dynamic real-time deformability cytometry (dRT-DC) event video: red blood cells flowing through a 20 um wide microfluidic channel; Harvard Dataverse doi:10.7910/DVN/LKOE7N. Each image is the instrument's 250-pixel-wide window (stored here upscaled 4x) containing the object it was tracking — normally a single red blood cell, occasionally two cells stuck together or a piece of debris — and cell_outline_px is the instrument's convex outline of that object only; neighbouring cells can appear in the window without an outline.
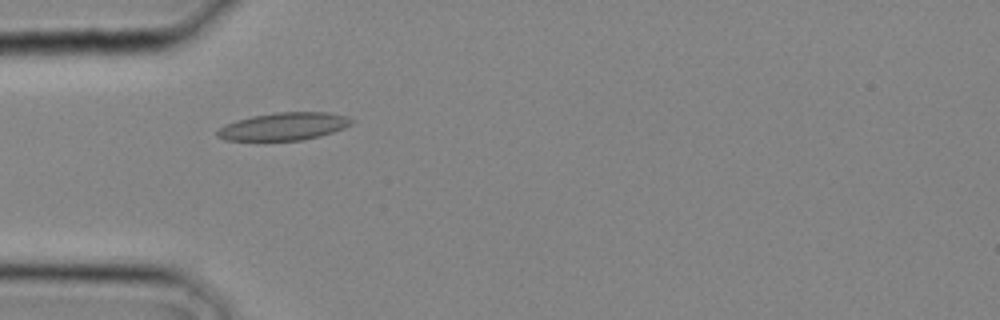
{"species": "common noctule bat (a hibernating species)", "species_latin": "Nyctalus noctula", "temperature_condition": "cold", "stored_images_in_passage": 11, "camera_frame_rate_fps": 3000, "um_per_image_px": 0.085, "animal": {"sex": "male", "body_mass_g": 20.4}, "frame": {"image": 1, "passage_image": 2, "time_ms": 0.333, "image_size_px": [1000, 320], "cell_outline_px": [[356, 120], [352, 124], [344, 128], [320, 136], [304, 140], [224, 140], [216, 136], [216, 132], [220, 128], [236, 120], [252, 116], [276, 112], [328, 112], [348, 116]], "centroid_in_image_um": [24.18, 10.74], "position_along_channel_um": 60.8, "area_um2": 21.68}}
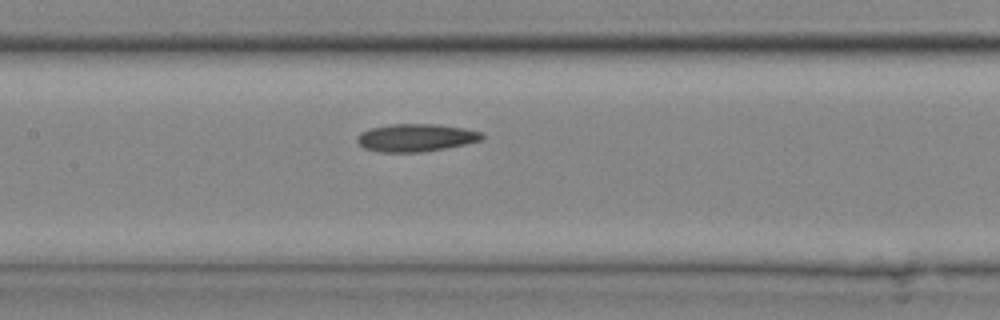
{"frame": {"image": 2, "passage_image": 7, "time_ms": 2.0, "image_size_px": [1000, 320], "cell_outline_px": [[484, 136], [480, 140], [448, 148], [420, 152], [380, 152], [364, 148], [356, 140], [356, 136], [360, 132], [368, 128], [392, 124], [436, 124], [464, 128], [484, 132]], "centroid_in_image_um": [35.33, 11.7], "position_along_channel_um": 172.1, "area_um2": 20.29}}
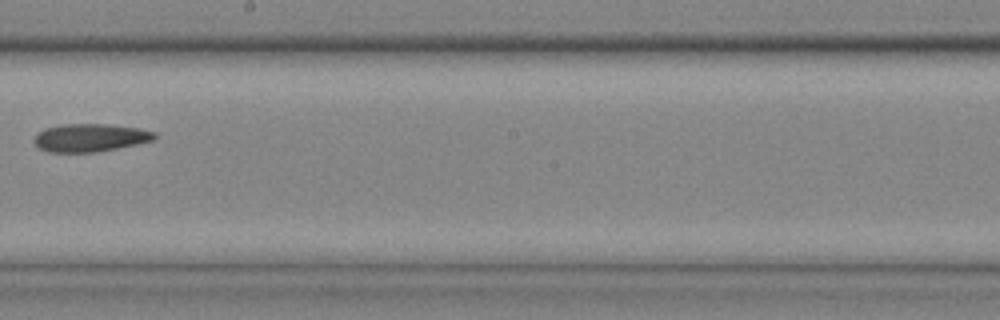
{"frame": {"image": 3, "passage_image": 10, "time_ms": 3.0, "image_size_px": [1000, 320], "cell_outline_px": [[156, 140], [96, 152], [48, 152], [40, 148], [32, 140], [44, 128], [64, 124], [108, 124], [140, 128], [156, 132]], "centroid_in_image_um": [7.69, 11.7], "position_along_channel_um": 240.5, "area_um2": 19.59}}